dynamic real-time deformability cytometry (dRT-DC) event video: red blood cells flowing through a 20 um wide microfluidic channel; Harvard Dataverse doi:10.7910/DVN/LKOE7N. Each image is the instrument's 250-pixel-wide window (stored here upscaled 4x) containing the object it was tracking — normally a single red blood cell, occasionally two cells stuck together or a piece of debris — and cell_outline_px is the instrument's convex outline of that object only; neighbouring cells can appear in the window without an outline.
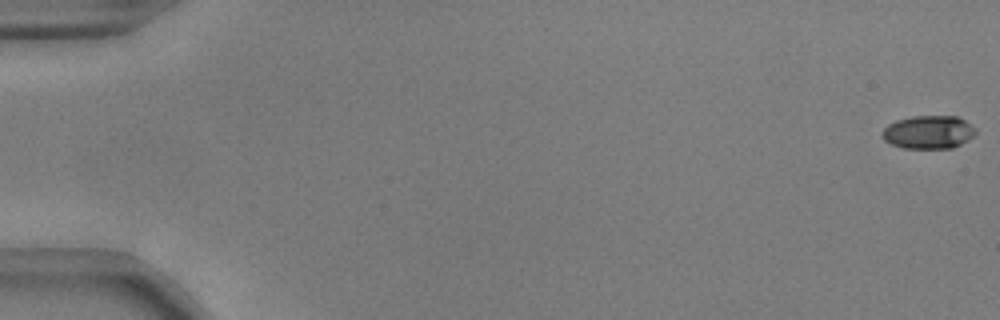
{"species": "common noctule bat (a hibernating species)", "species_latin": "Nyctalus noctula", "temperature_condition": "warm", "stored_images_in_passage": 55, "camera_frame_rate_fps": 3000, "um_per_image_px": 0.085, "animal": {"sex": "male", "body_mass_g": 17.9, "forearm_length_mm": 54.2}, "frame": {"image": 1, "passage_image": 1, "time_ms": 0.0, "image_size_px": [1000, 320], "cell_outline_px": [[976, 132], [968, 140], [952, 148], [904, 148], [892, 144], [884, 140], [884, 128], [888, 124], [896, 120], [912, 116], [956, 116], [964, 120], [976, 128]], "centroid_in_image_um": [78.94, 11.22], "position_along_channel_um": 6.1, "area_um2": 17.92}}
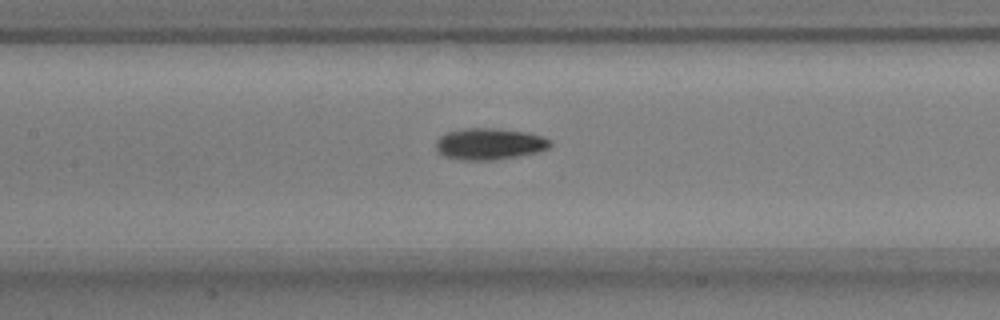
{"frame": {"image": 2, "passage_image": 27, "time_ms": 8.667, "image_size_px": [1000, 320], "cell_outline_px": [[552, 144], [548, 148], [536, 152], [520, 156], [492, 160], [460, 160], [444, 156], [436, 152], [436, 140], [440, 136], [448, 132], [464, 128], [496, 128], [528, 132], [544, 136], [552, 140]], "centroid_in_image_um": [41.61, 12.23], "position_along_channel_um": 165.8, "area_um2": 21.27}}
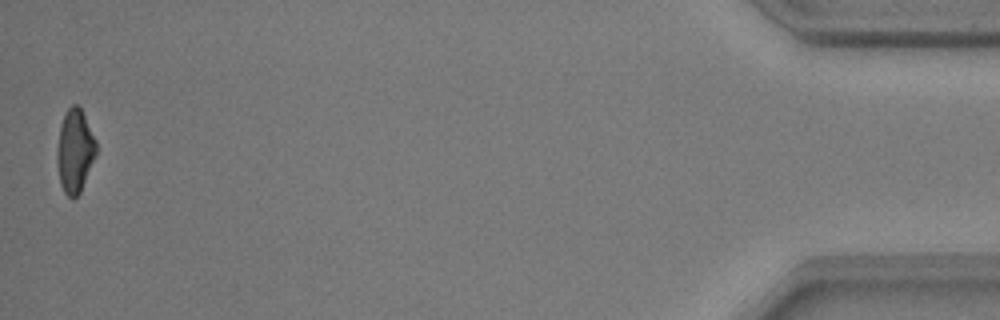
{"frame": {"image": 3, "passage_image": 55, "time_ms": 18.0, "image_size_px": [1000, 320], "cell_outline_px": [[96, 156], [80, 192], [72, 200], [64, 192], [60, 184], [56, 160], [56, 148], [60, 128], [64, 116], [68, 108], [72, 104], [76, 104], [80, 108], [96, 140]], "centroid_in_image_um": [6.35, 12.86], "position_along_channel_um": 428.9, "area_um2": 18.96}, "authors_computed_cell_mechanics": {"area_um2": 19.363, "velocity_mm_per_s": 3.7374, "shape_relaxation_time_tau1_ms": 3.0465, "shape_relaxation_time_tau2_ms": 7.9642, "deformation_change_tau1": 0.1381, "deformation_change_tau2": 0.162}}